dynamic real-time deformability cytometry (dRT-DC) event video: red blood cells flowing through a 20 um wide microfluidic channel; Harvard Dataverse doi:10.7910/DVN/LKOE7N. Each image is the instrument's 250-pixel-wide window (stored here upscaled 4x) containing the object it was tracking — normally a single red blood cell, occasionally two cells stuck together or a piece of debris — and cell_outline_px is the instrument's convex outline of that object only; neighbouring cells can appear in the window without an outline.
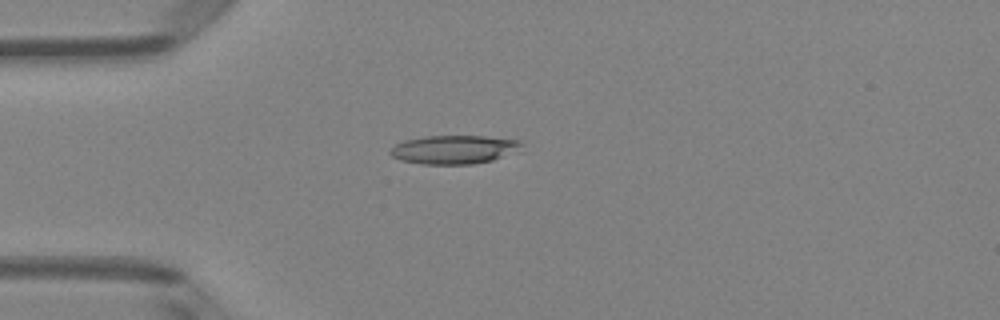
{"species": "Egyptian fruit bat (a non-hibernating species)", "species_latin": "Rousettus aegyptiacus", "temperature_condition": "room temperature", "stored_images_in_passage": 50, "camera_frame_rate_fps": 3000, "um_per_image_px": 0.085, "animal": {"sex": "female"}, "frame": {"image": 1, "passage_image": 13, "time_ms": 4.0, "image_size_px": [1000, 320], "cell_outline_px": [[524, 144], [516, 152], [492, 160], [472, 164], [424, 164], [400, 160], [392, 156], [388, 152], [396, 144], [404, 140], [424, 136], [484, 136], [524, 140]], "centroid_in_image_um": [38.63, 12.7], "position_along_channel_um": 46.4, "area_um2": 22.02}}
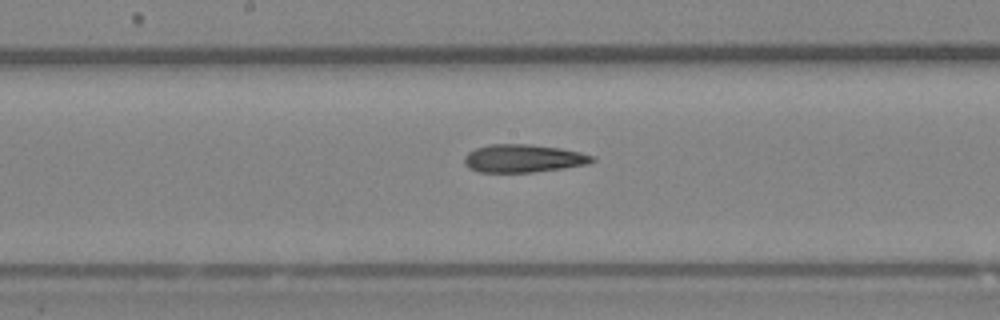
{"frame": {"image": 2, "passage_image": 26, "time_ms": 8.333, "image_size_px": [1000, 320], "cell_outline_px": [[596, 160], [588, 164], [564, 168], [532, 172], [480, 172], [468, 168], [464, 164], [464, 156], [468, 152], [476, 148], [488, 144], [528, 144], [560, 148], [580, 152], [596, 156]], "centroid_in_image_um": [44.48, 13.46], "position_along_channel_um": 203.7, "area_um2": 20.98}}
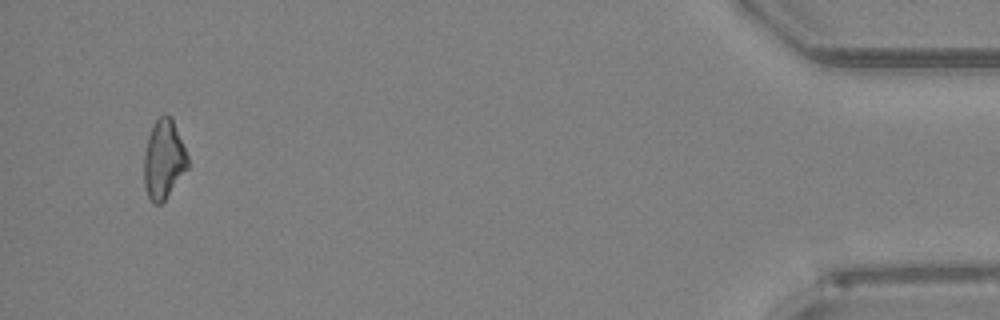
{"frame": {"image": 3, "passage_image": 48, "time_ms": 15.667, "image_size_px": [1000, 320], "cell_outline_px": [[188, 168], [164, 200], [160, 204], [152, 204], [148, 196], [144, 184], [144, 156], [148, 136], [156, 120], [164, 112], [172, 116], [188, 156]], "centroid_in_image_um": [13.92, 13.53], "position_along_channel_um": 421.3, "area_um2": 20.17}, "authors_computed_cell_mechanics": {"area_um2": 20.9525, "velocity_mm_per_s": 4.0257, "shape_relaxation_time_tau1_ms": 5.9674, "shape_relaxation_time_tau2_ms": 4.4121, "deformation_change_tau1": 0.159, "deformation_change_tau2": 0.1657}}